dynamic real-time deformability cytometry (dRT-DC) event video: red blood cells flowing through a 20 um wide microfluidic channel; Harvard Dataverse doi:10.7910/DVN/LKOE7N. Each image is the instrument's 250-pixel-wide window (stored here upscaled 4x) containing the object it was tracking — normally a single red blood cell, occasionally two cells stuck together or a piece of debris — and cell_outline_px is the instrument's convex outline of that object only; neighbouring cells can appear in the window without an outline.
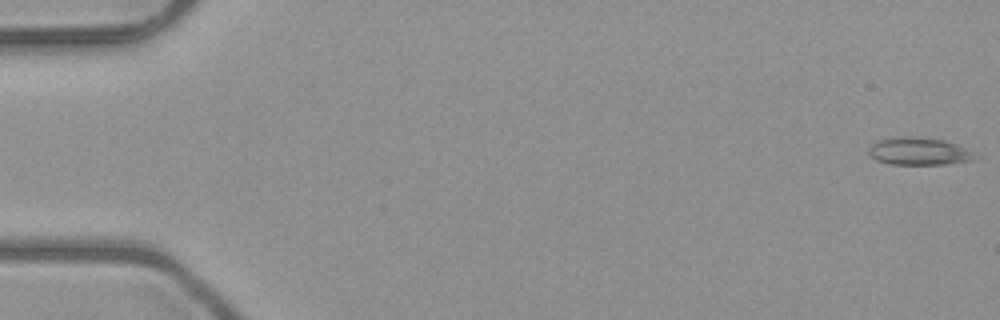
{"species": "common noctule bat (a hibernating species)", "species_latin": "Nyctalus noctula", "temperature_condition": "room temperature", "stored_images_in_passage": 52, "camera_frame_rate_fps": 3000, "um_per_image_px": 0.085, "animal": {"sex": "male", "body_mass_g": 23.1, "forearm_length_mm": 52.7}, "frame": {"image": 1, "passage_image": 1, "time_ms": 0.0, "image_size_px": [1000, 320], "cell_outline_px": [[976, 156], [972, 160], [944, 164], [892, 164], [876, 160], [868, 152], [868, 148], [872, 144], [880, 140], [900, 136], [908, 136], [944, 140], [964, 148], [972, 152]], "centroid_in_image_um": [78.06, 12.86], "position_along_channel_um": 6.9, "area_um2": 16.65}}
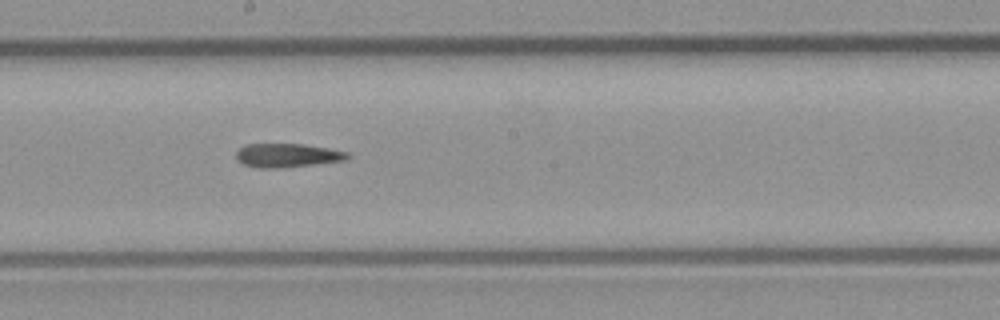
{"frame": {"image": 2, "passage_image": 29, "time_ms": 9.333, "image_size_px": [1000, 320], "cell_outline_px": [[352, 156], [344, 160], [312, 164], [276, 168], [256, 168], [244, 164], [236, 156], [236, 152], [244, 144], [304, 144], [328, 148], [348, 152]], "centroid_in_image_um": [24.42, 13.19], "position_along_channel_um": 223.8, "area_um2": 15.26}}
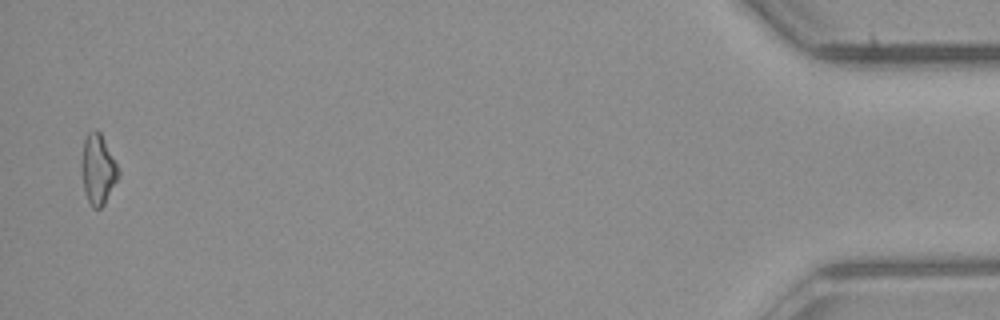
{"frame": {"image": 3, "passage_image": 51, "time_ms": 16.667, "image_size_px": [1000, 320], "cell_outline_px": [[120, 172], [104, 204], [100, 208], [92, 208], [88, 200], [84, 188], [80, 168], [80, 164], [84, 140], [88, 132], [92, 128], [96, 128], [100, 132]], "centroid_in_image_um": [8.28, 14.36], "position_along_channel_um": 426.9, "area_um2": 14.85}}